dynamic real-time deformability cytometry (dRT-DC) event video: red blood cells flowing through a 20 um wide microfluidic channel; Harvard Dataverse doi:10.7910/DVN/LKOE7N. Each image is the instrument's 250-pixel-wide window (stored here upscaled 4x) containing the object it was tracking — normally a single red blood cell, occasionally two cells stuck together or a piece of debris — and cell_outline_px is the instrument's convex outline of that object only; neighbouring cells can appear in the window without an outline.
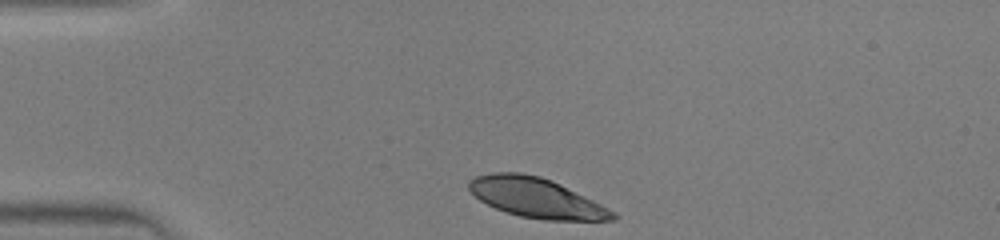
{"species": "human", "species_latin": "Homo sapiens", "temperature_condition": "warm", "stored_images_in_passage": 29, "camera_frame_rate_fps": 3000, "um_per_image_px": 0.085, "donor": {"sex": "male"}, "frame": {"image": 1, "passage_image": 1, "time_ms": 0.0, "image_size_px": [1000, 240], "cell_outline_px": [[616, 220], [544, 220], [520, 216], [496, 208], [480, 200], [468, 188], [468, 180], [476, 176], [492, 172], [520, 172], [540, 176], [552, 180], [616, 212]], "centroid_in_image_um": [45.56, 16.8], "position_along_channel_um": 39.4, "area_um2": 33.0}}
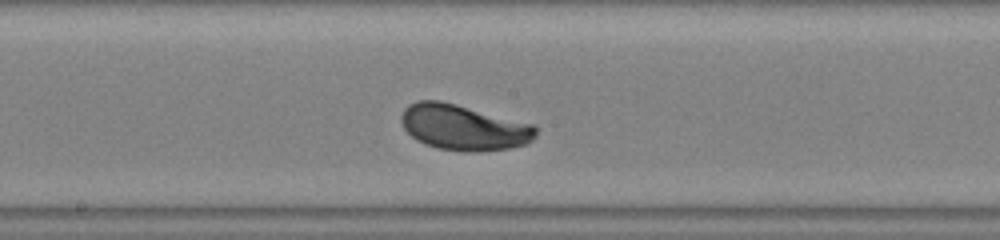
{"frame": {"image": 2, "passage_image": 15, "time_ms": 4.667, "image_size_px": [1000, 240], "cell_outline_px": [[536, 136], [528, 144], [508, 148], [476, 152], [472, 152], [436, 148], [416, 140], [404, 128], [400, 120], [400, 116], [404, 108], [408, 104], [416, 100], [440, 100], [536, 124]], "centroid_in_image_um": [39.41, 10.82], "position_along_channel_um": 208.8, "area_um2": 36.07}}
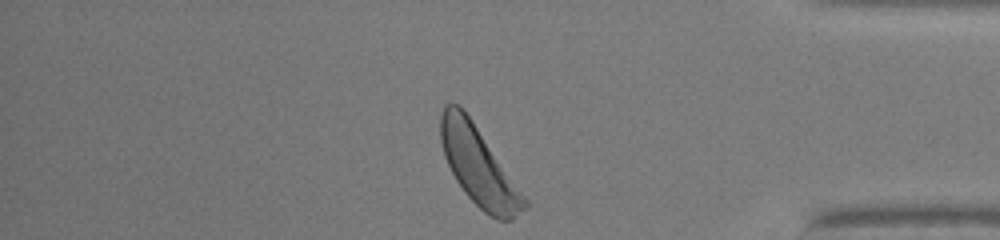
{"frame": {"image": 3, "passage_image": 29, "time_ms": 9.333, "image_size_px": [1000, 240], "cell_outline_px": [[528, 204], [512, 220], [496, 220], [484, 212], [464, 192], [456, 180], [444, 156], [440, 140], [440, 112], [444, 104], [460, 104], [464, 108], [528, 200]], "centroid_in_image_um": [40.66, 14.1], "position_along_channel_um": 394.5, "area_um2": 38.03}}